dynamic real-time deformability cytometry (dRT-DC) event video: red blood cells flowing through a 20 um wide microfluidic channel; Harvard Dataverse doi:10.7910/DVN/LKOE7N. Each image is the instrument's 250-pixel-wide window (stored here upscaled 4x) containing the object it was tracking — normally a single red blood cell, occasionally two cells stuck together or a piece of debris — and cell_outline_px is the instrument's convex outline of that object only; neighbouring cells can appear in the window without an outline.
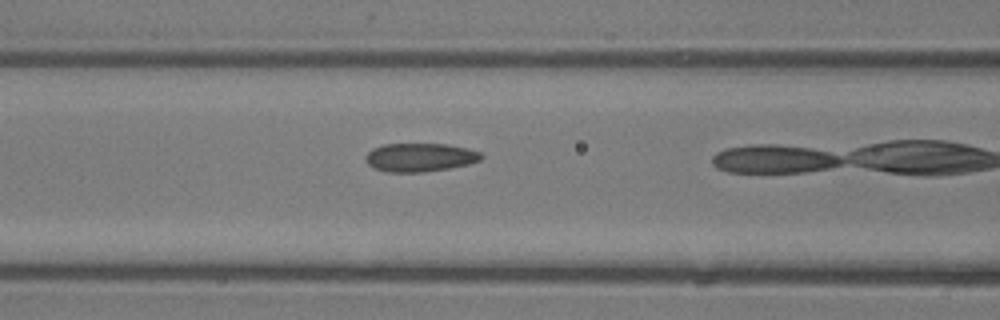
{"species": "common noctule bat (a hibernating species)", "species_latin": "Nyctalus noctula", "temperature_condition": "room temperature", "stored_images_in_passage": 8, "camera_frame_rate_fps": 3000, "um_per_image_px": 0.085, "animal": {"sex": "male", "body_mass_g": 13.3}, "frame": {"image": 1, "passage_image": 5, "time_ms": 1.333, "image_size_px": [1000, 320], "cell_outline_px": [[484, 156], [480, 160], [468, 164], [448, 168], [424, 172], [388, 172], [372, 168], [368, 164], [364, 156], [372, 148], [384, 144], [448, 144], [468, 148], [480, 152]], "centroid_in_image_um": [35.68, 13.37], "position_along_channel_um": 130.9, "area_um2": 19.31}}